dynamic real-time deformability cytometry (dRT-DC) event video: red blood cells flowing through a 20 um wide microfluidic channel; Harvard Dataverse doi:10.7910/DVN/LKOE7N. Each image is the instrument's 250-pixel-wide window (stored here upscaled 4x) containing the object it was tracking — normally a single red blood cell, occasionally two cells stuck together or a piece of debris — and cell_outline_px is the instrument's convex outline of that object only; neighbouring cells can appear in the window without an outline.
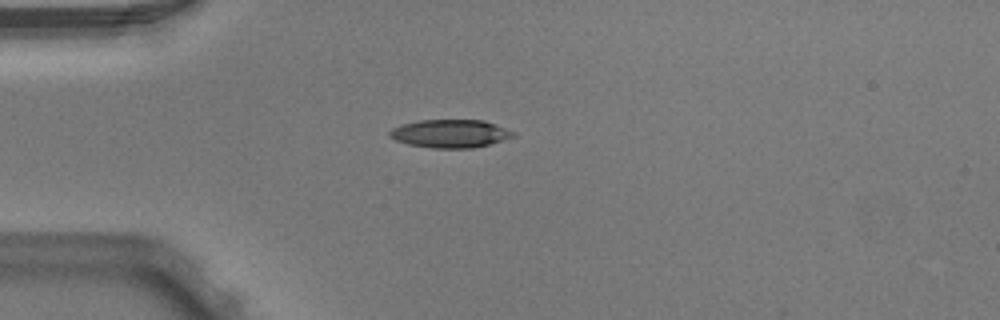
{"species": "Egyptian fruit bat (a non-hibernating species)", "species_latin": "Rousettus aegyptiacus", "temperature_condition": "warm", "stored_images_in_passage": 2, "camera_frame_rate_fps": 3000, "um_per_image_px": 0.085, "animal": {"sex": "male"}, "frame": {"image": 1, "passage_image": 2, "time_ms": 0.333, "image_size_px": [1000, 320], "cell_outline_px": [[516, 136], [488, 144], [472, 148], [432, 148], [408, 144], [396, 140], [388, 136], [388, 132], [392, 128], [404, 124], [420, 120], [484, 120], [496, 124], [516, 132]], "centroid_in_image_um": [38.28, 11.35], "position_along_channel_um": 46.7, "area_um2": 20.23}}